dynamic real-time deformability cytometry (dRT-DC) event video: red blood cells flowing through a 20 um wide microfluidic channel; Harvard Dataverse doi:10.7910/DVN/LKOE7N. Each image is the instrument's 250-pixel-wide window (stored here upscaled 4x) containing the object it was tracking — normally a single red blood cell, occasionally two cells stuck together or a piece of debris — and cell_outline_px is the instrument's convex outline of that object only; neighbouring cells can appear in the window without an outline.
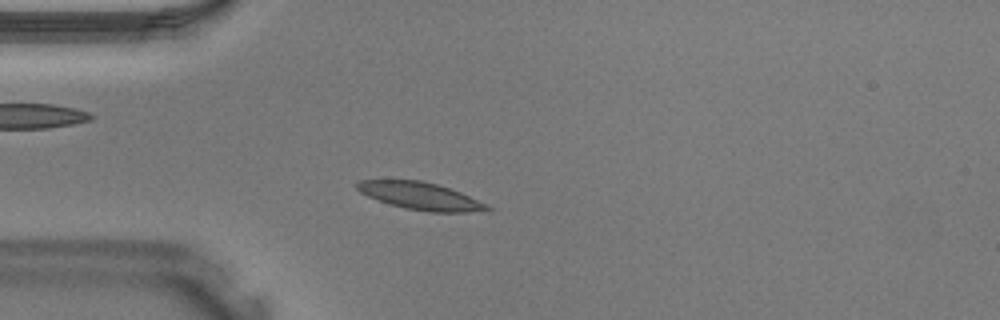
{"species": "Egyptian fruit bat (a non-hibernating species)", "species_latin": "Rousettus aegyptiacus", "temperature_condition": "warm", "stored_images_in_passage": 31, "camera_frame_rate_fps": 3000, "um_per_image_px": 0.085, "animal": {"sex": "male"}, "frame": {"image": 1, "passage_image": 1, "time_ms": 0.0, "image_size_px": [1000, 320], "cell_outline_px": [[492, 208], [468, 212], [428, 212], [404, 208], [368, 196], [360, 192], [352, 184], [356, 180], [420, 180], [436, 184], [460, 192], [488, 204]], "centroid_in_image_um": [35.68, 16.65], "position_along_channel_um": 49.3, "area_um2": 20.58}}
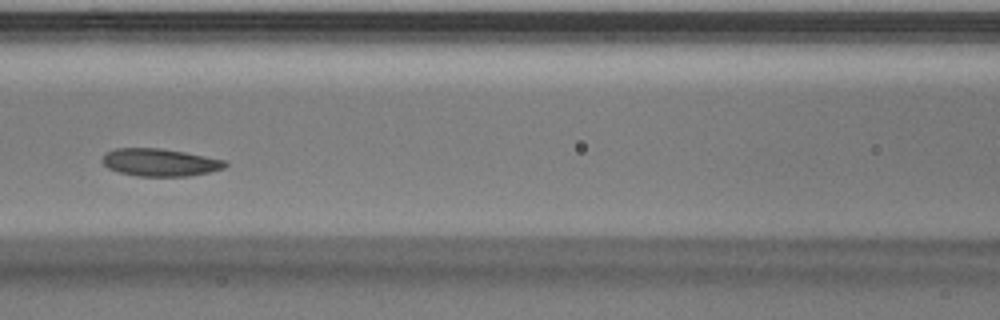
{"frame": {"image": 2, "passage_image": 8, "time_ms": 2.333, "image_size_px": [1000, 320], "cell_outline_px": [[228, 164], [224, 168], [208, 172], [188, 176], [136, 176], [120, 172], [108, 168], [104, 164], [104, 156], [108, 152], [116, 148], [160, 148], [184, 152], [228, 160]], "centroid_in_image_um": [13.65, 13.8], "position_along_channel_um": 153.0, "area_um2": 19.59}}
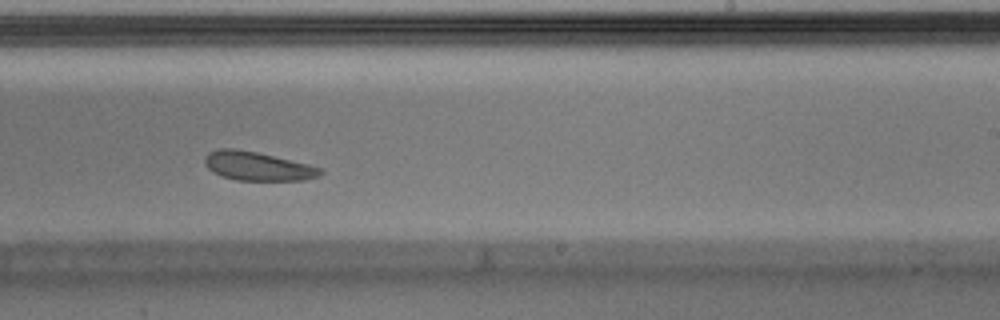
{"frame": {"image": 3, "passage_image": 15, "time_ms": 4.667, "image_size_px": [1000, 320], "cell_outline_px": [[324, 172], [320, 176], [304, 180], [236, 180], [224, 176], [208, 168], [204, 164], [204, 160], [208, 152], [220, 148], [232, 148], [256, 152], [308, 164], [324, 168]], "centroid_in_image_um": [21.93, 14.12], "position_along_channel_um": 267.1, "area_um2": 19.25}}